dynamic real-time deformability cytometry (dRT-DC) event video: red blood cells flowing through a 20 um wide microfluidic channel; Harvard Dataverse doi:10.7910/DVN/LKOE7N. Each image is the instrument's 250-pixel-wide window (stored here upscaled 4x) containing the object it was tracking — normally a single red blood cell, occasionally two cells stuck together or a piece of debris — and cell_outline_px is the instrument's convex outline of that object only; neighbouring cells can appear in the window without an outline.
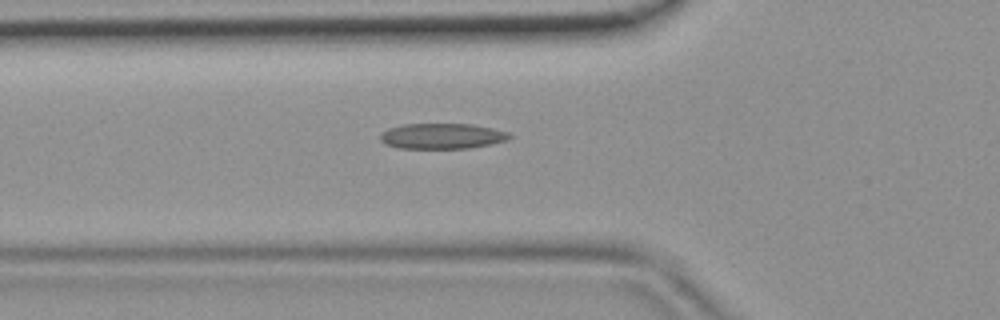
{"species": "common noctule bat (a hibernating species)", "species_latin": "Nyctalus noctula", "temperature_condition": "room temperature", "stored_images_in_passage": 40, "camera_frame_rate_fps": 3000, "um_per_image_px": 0.085, "animal": {"sex": "female", "body_mass_g": 19.9}, "frame": {"image": 1, "passage_image": 9, "time_ms": 2.667, "image_size_px": [1000, 320], "cell_outline_px": [[512, 136], [508, 140], [492, 144], [468, 148], [396, 148], [384, 144], [380, 140], [380, 132], [388, 128], [404, 124], [472, 124], [492, 128], [508, 132]], "centroid_in_image_um": [37.55, 11.57], "position_along_channel_um": 88.3, "area_um2": 19.36}}
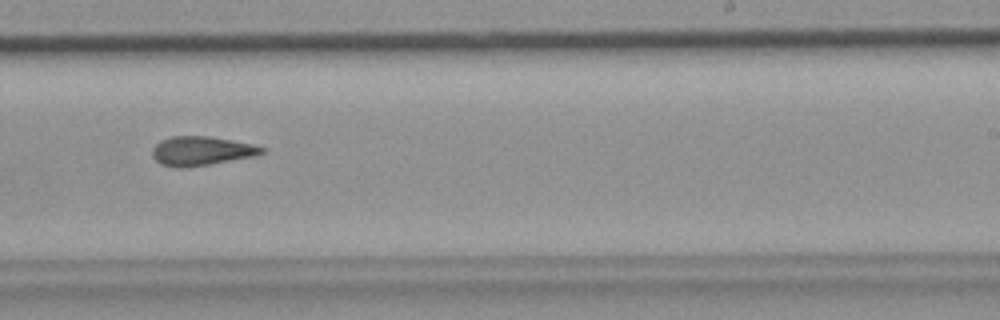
{"frame": {"image": 2, "passage_image": 22, "time_ms": 7.0, "image_size_px": [1000, 320], "cell_outline_px": [[264, 152], [256, 156], [184, 168], [176, 168], [160, 164], [152, 156], [152, 148], [160, 140], [172, 136], [208, 136], [252, 144], [264, 148]], "centroid_in_image_um": [17.07, 12.83], "position_along_channel_um": 271.9, "area_um2": 18.5}}
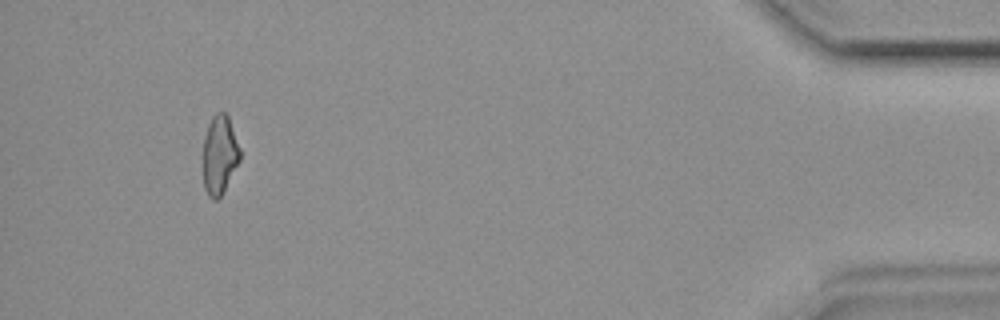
{"frame": {"image": 3, "passage_image": 37, "time_ms": 12.0, "image_size_px": [1000, 320], "cell_outline_px": [[240, 160], [220, 196], [216, 200], [212, 200], [208, 196], [204, 188], [204, 136], [208, 124], [212, 116], [216, 112], [224, 112], [228, 116], [240, 148]], "centroid_in_image_um": [18.66, 13.14], "position_along_channel_um": 416.5, "area_um2": 16.76}}